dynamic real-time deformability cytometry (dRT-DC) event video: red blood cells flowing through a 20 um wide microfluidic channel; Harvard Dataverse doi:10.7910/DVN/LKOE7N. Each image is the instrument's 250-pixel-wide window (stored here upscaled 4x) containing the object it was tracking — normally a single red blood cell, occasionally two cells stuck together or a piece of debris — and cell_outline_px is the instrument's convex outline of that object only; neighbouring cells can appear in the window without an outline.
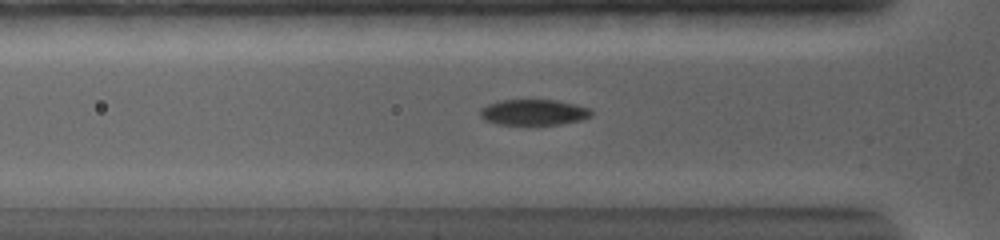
{"species": "common noctule bat (a hibernating species)", "species_latin": "Nyctalus noctula", "temperature_condition": "warm", "stored_images_in_passage": 13, "camera_frame_rate_fps": 5000, "um_per_image_px": 0.085, "animal": {"sex": "female", "body_mass_g": 19.0, "forearm_length_mm": 56.7}, "frame": {"image": 1, "passage_image": 13, "time_ms": 3.8, "image_size_px": [1000, 240], "cell_outline_px": [[684, 124], [680, 136], [652, 144], [628, 148], [600, 148], [588, 144], [588, 136], [592, 132], [664, 124]], "centroid_in_image_um": [53.94, 11.58], "position_along_channel_um": 71.9, "area_um2": 11.62}}